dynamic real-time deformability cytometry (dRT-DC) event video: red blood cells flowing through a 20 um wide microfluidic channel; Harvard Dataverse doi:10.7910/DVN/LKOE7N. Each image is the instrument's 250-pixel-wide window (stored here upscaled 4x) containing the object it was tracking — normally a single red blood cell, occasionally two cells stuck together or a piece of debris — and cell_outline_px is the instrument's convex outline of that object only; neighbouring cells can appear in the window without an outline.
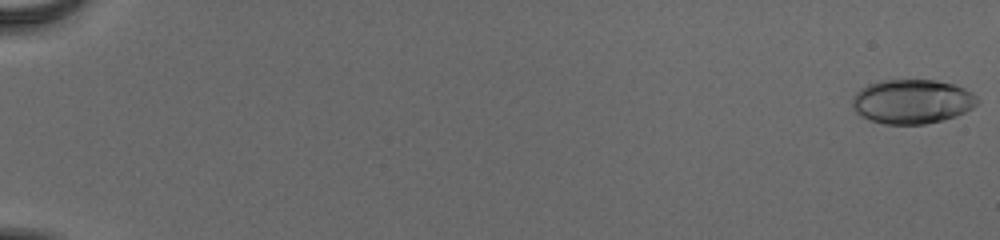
{"species": "human", "species_latin": "Homo sapiens", "temperature_condition": "cold", "stored_images_in_passage": 56, "camera_frame_rate_fps": 3000, "um_per_image_px": 0.085, "donor": {"sex": "male"}, "frame": {"image": 1, "passage_image": 1, "time_ms": 0.0, "image_size_px": [1000, 240], "cell_outline_px": [[980, 100], [972, 108], [956, 116], [924, 124], [884, 124], [868, 120], [860, 116], [852, 108], [852, 96], [860, 88], [868, 84], [884, 80], [936, 80], [952, 84], [964, 88], [972, 92]], "centroid_in_image_um": [77.49, 8.63], "position_along_channel_um": 7.5, "area_um2": 32.43}}
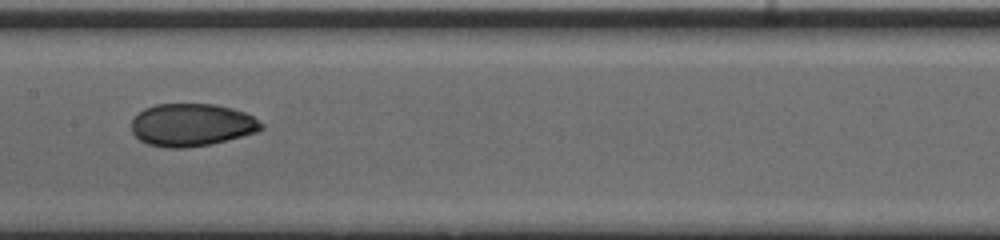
{"frame": {"image": 2, "passage_image": 32, "time_ms": 10.333, "image_size_px": [1000, 240], "cell_outline_px": [[264, 128], [256, 132], [212, 144], [184, 148], [168, 148], [148, 144], [140, 140], [132, 132], [132, 116], [144, 108], [156, 104], [216, 104], [232, 108], [244, 112], [252, 116], [264, 124]], "centroid_in_image_um": [16.28, 10.61], "position_along_channel_um": 191.1, "area_um2": 32.43}}
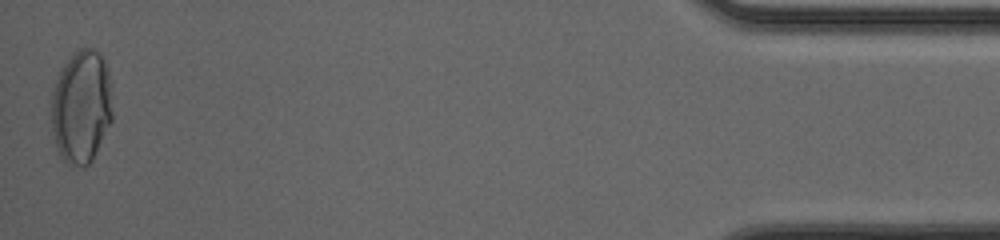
{"frame": {"image": 3, "passage_image": 56, "time_ms": 18.333, "image_size_px": [1000, 240], "cell_outline_px": [[112, 120], [92, 160], [88, 164], [68, 164], [60, 156], [56, 148], [52, 128], [52, 92], [56, 80], [64, 64], [80, 48], [96, 48], [100, 52], [104, 60], [112, 84]], "centroid_in_image_um": [6.94, 9.04], "position_along_channel_um": 428.3, "area_um2": 40.34}, "authors_computed_cell_mechanics": {"area_um2": 31.9345, "velocity_mm_per_s": 3.8995, "shape_relaxation_time_tau1_ms": 7.2193, "shape_relaxation_time_tau2_ms": 1.2052, "deformation_change_tau1": 0.1881, "deformation_change_tau2": 0.0417}}